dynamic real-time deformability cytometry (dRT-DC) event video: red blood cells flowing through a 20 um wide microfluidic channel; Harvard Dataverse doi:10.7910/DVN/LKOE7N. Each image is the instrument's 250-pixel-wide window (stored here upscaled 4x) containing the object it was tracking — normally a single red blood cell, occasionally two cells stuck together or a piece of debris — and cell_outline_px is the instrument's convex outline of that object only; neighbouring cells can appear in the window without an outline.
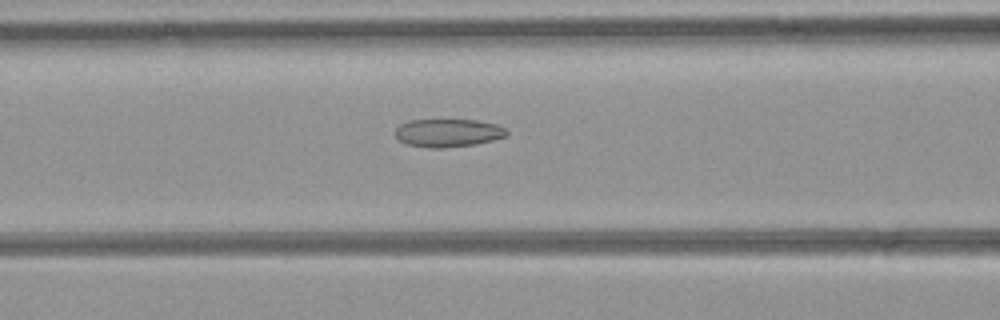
{"species": "common noctule bat (a hibernating species)", "species_latin": "Nyctalus noctula", "temperature_condition": "room temperature", "stored_images_in_passage": 44, "camera_frame_rate_fps": 3000, "um_per_image_px": 0.085, "animal": {"sex": "female", "body_mass_g": 21.9}, "frame": {"image": 1, "passage_image": 20, "time_ms": 6.333, "image_size_px": [1000, 320], "cell_outline_px": [[508, 136], [476, 144], [444, 148], [428, 148], [408, 144], [400, 140], [392, 132], [400, 124], [408, 120], [476, 120], [500, 124], [508, 132]], "centroid_in_image_um": [38.09, 11.29], "position_along_channel_um": 128.5, "area_um2": 18.44}}
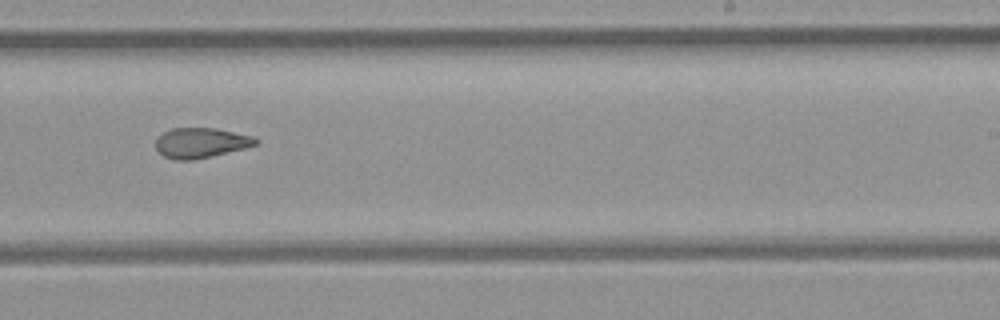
{"frame": {"image": 2, "passage_image": 30, "time_ms": 9.667, "image_size_px": [1000, 320], "cell_outline_px": [[256, 144], [244, 148], [212, 156], [192, 160], [176, 160], [164, 156], [156, 148], [156, 140], [164, 132], [172, 128], [216, 128], [252, 136], [256, 140]], "centroid_in_image_um": [17.05, 12.14], "position_along_channel_um": 272.0, "area_um2": 17.22}}
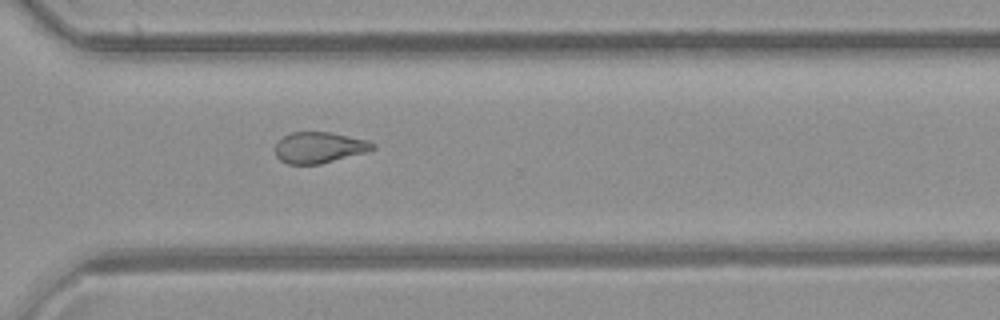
{"frame": {"image": 3, "passage_image": 35, "time_ms": 11.333, "image_size_px": [1000, 320], "cell_outline_px": [[376, 148], [368, 152], [320, 164], [288, 164], [280, 160], [276, 156], [276, 144], [284, 136], [292, 132], [328, 132], [368, 140], [376, 144]], "centroid_in_image_um": [27.17, 12.54], "position_along_channel_um": 343.4, "area_um2": 17.63}, "authors_computed_cell_mechanics": {"area_um2": 18.5827, "velocity_mm_per_s": 4.306, "shape_relaxation_time_tau1_ms": null, "shape_relaxation_time_tau2_ms": 2.3244, "deformation_change_tau1": null, "deformation_change_tau2": 0.0875}}